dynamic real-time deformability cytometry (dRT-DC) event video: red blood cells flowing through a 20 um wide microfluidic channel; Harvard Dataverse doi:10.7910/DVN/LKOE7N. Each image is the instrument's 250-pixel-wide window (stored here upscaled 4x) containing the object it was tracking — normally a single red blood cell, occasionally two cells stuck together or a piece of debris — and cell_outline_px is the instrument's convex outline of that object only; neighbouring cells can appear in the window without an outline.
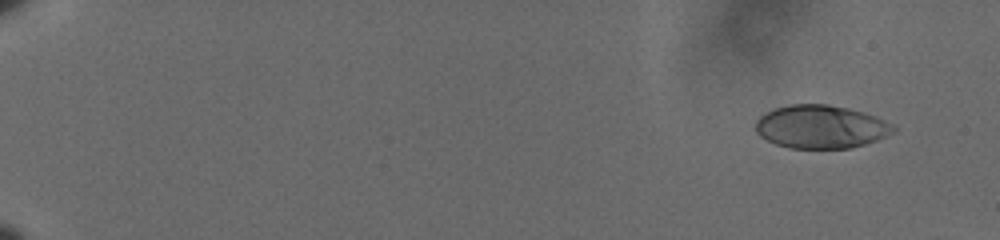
{"species": "human", "species_latin": "Homo sapiens", "temperature_condition": "cold", "stored_images_in_passage": 11, "camera_frame_rate_fps": 3000, "um_per_image_px": 0.085, "donor": {"sex": "male"}, "frame": {"image": 1, "passage_image": 1, "time_ms": 0.0, "image_size_px": [1000, 240], "cell_outline_px": [[896, 132], [876, 140], [852, 148], [788, 148], [776, 144], [760, 136], [756, 132], [756, 120], [760, 116], [776, 108], [788, 104], [828, 104], [848, 108], [876, 116], [892, 124], [896, 128]], "centroid_in_image_um": [69.79, 10.77], "position_along_channel_um": 15.2, "area_um2": 34.68}}
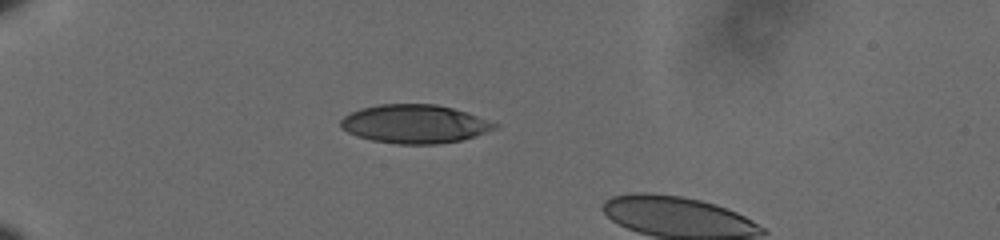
{"frame": {"image": 2, "passage_image": 9, "time_ms": 2.667, "image_size_px": [1000, 240], "cell_outline_px": [[500, 124], [496, 128], [460, 140], [436, 144], [396, 144], [372, 140], [356, 136], [340, 128], [340, 120], [344, 116], [360, 108], [380, 104], [436, 104], [468, 112]], "centroid_in_image_um": [35.22, 10.53], "position_along_channel_um": 49.8, "area_um2": 34.56}}